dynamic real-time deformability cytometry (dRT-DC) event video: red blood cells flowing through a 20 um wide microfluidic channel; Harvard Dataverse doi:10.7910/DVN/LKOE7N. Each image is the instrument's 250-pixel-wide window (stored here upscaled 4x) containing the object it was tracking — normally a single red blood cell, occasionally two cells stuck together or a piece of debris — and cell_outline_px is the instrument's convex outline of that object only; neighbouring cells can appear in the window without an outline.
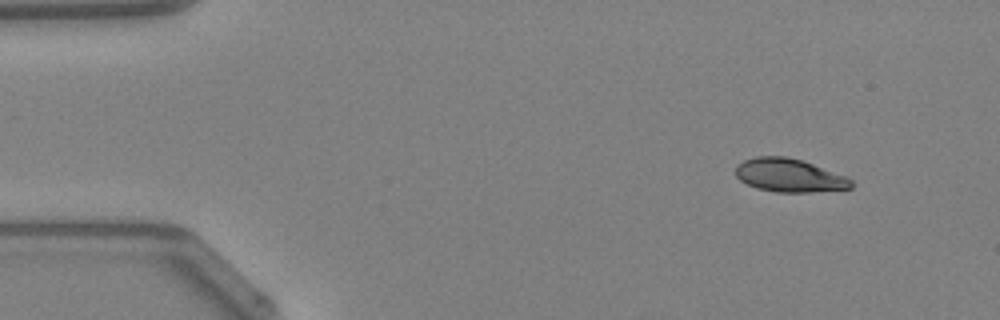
{"species": "Egyptian fruit bat (a non-hibernating species)", "species_latin": "Rousettus aegyptiacus", "temperature_condition": "warm", "stored_images_in_passage": 44, "camera_frame_rate_fps": 3000, "um_per_image_px": 0.085, "animal": {"sex": "female"}, "frame": {"image": 1, "passage_image": 1, "time_ms": 0.0, "image_size_px": [1000, 320], "cell_outline_px": [[852, 188], [812, 192], [776, 192], [756, 188], [740, 180], [736, 176], [736, 164], [744, 160], [756, 156], [784, 156], [800, 160], [812, 164], [844, 176], [852, 180]], "centroid_in_image_um": [67.04, 14.91], "position_along_channel_um": 18.0, "area_um2": 22.2}}
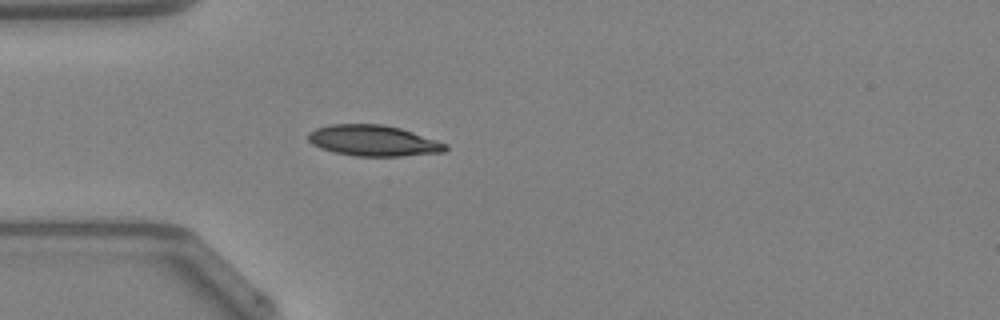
{"frame": {"image": 2, "passage_image": 10, "time_ms": 3.0, "image_size_px": [1000, 320], "cell_outline_px": [[448, 148], [444, 152], [400, 156], [356, 156], [336, 152], [320, 148], [312, 144], [308, 140], [308, 132], [316, 128], [332, 124], [384, 124], [400, 128], [448, 144]], "centroid_in_image_um": [31.73, 11.95], "position_along_channel_um": 53.3, "area_um2": 24.62}}
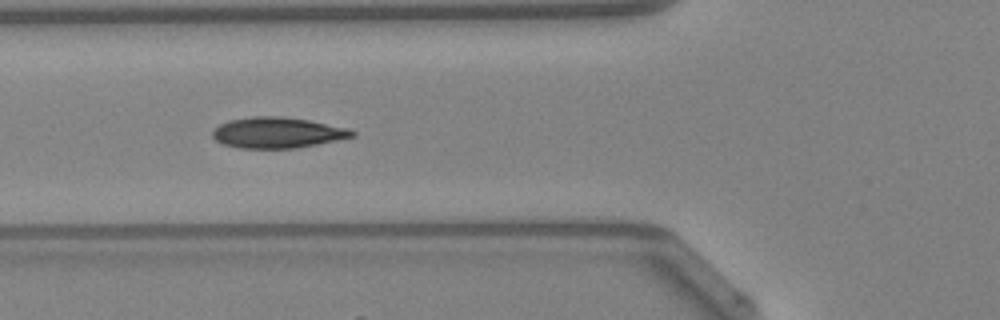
{"frame": {"image": 3, "passage_image": 14, "time_ms": 4.333, "image_size_px": [1000, 320], "cell_outline_px": [[356, 136], [296, 148], [240, 148], [224, 144], [216, 140], [212, 136], [212, 132], [220, 124], [228, 120], [252, 116], [280, 116], [308, 120], [348, 128], [356, 132]], "centroid_in_image_um": [23.58, 11.27], "position_along_channel_um": 102.2, "area_um2": 24.91}, "authors_computed_cell_mechanics": {"area_um2": 23.9292, "velocity_mm_per_s": 4.2584, "shape_relaxation_time_tau1_ms": 4.1694, "shape_relaxation_time_tau2_ms": 1.3347, "deformation_change_tau1": 0.1652, "deformation_change_tau2": 0.0549}}